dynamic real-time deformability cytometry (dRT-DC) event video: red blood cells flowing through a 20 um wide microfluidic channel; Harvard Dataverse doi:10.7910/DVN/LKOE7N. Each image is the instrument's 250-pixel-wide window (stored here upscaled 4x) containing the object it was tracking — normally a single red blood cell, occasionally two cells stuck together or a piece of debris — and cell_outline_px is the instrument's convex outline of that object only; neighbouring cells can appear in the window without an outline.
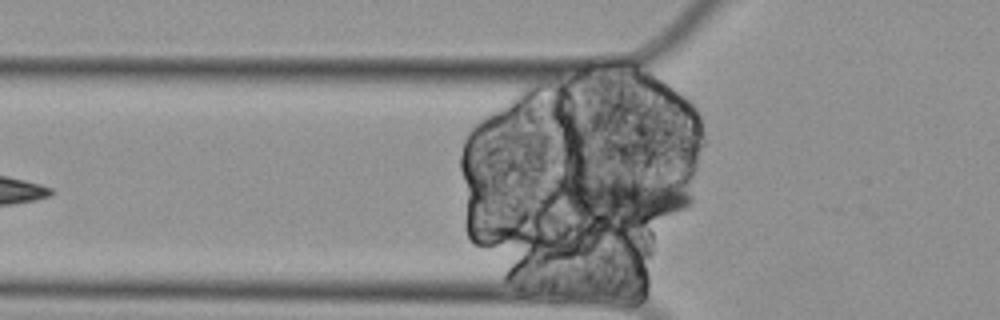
{"species": "Egyptian fruit bat (a non-hibernating species)", "species_latin": "Rousettus aegyptiacus", "temperature_condition": "cold", "stored_images_in_passage": 4, "segment_of_instrument_passage": [2, 2], "camera_frame_rate_fps": 3000, "um_per_image_px": 0.085, "animal": {"sex": "female"}, "frame": {"image": 1, "passage_image": 3, "time_ms": 0.667, "image_size_px": [1000, 320], "cell_outline_px": [[692, 204], [688, 208], [648, 220], [576, 232], [572, 224], [564, 200], [560, 180], [572, 176], [652, 172], [672, 180], [688, 192], [692, 196]], "centroid_in_image_um": [52.78, 16.91], "position_along_channel_um": 73.0, "area_um2": 41.15}}